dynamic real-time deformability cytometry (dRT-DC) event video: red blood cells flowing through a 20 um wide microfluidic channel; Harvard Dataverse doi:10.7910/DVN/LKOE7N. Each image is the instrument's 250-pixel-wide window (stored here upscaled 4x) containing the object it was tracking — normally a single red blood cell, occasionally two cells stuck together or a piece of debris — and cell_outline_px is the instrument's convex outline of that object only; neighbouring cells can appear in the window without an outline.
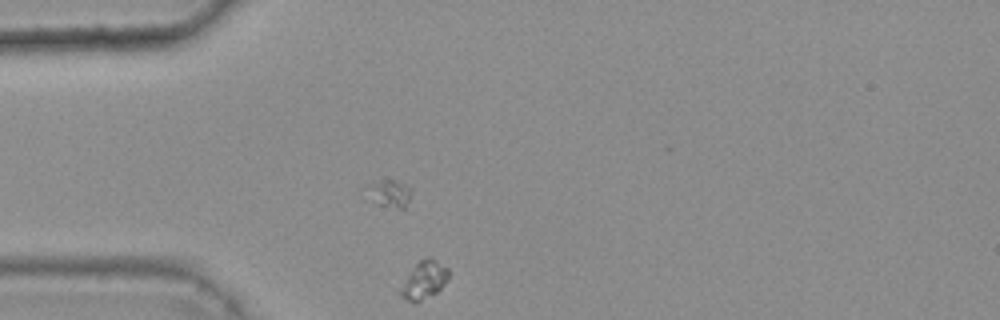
{"species": "common noctule bat (a hibernating species)", "species_latin": "Nyctalus noctula", "temperature_condition": "warm", "stored_images_in_passage": 45, "camera_frame_rate_fps": 3000, "um_per_image_px": 0.085, "animal": {"sex": "female", "body_mass_g": 25.1}, "frame": {"image": 1, "passage_image": 14, "time_ms": 4.333, "image_size_px": [1000, 320], "cell_outline_px": [[448, 280], [436, 292], [416, 304], [404, 300], [396, 292], [416, 264], [420, 260], [428, 256], [432, 256], [448, 268]], "centroid_in_image_um": [36.01, 23.83], "position_along_channel_um": 49.0, "area_um2": 10.81}}
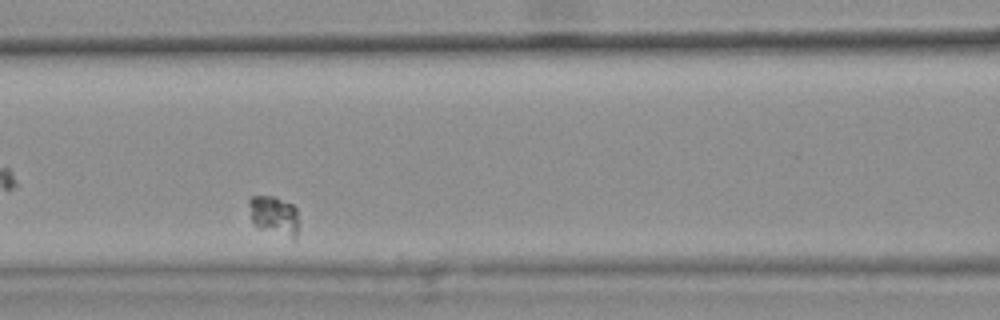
{"frame": {"image": 2, "passage_image": 24, "time_ms": 7.667, "image_size_px": [1000, 320], "cell_outline_px": [[296, 236], [292, 240], [260, 228], [252, 220], [248, 204], [248, 200], [252, 196], [276, 196], [292, 204], [296, 208]], "centroid_in_image_um": [23.28, 18.3], "position_along_channel_um": 143.3, "area_um2": 11.27}}